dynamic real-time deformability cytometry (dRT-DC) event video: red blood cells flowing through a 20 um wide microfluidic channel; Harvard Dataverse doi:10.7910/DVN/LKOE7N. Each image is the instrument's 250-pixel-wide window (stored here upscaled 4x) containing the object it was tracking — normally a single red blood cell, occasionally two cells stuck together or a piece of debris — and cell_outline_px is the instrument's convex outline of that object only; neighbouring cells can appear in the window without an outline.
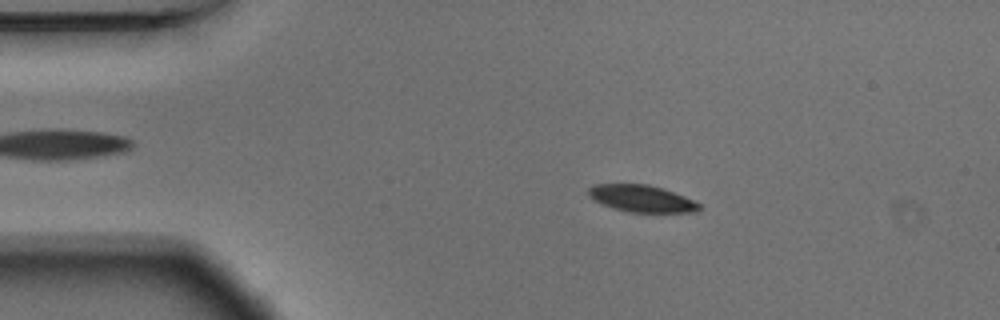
{"species": "Egyptian fruit bat (a non-hibernating species)", "species_latin": "Rousettus aegyptiacus", "temperature_condition": "warm", "stored_images_in_passage": 54, "camera_frame_rate_fps": 3000, "um_per_image_px": 0.085, "animal": {"sex": "male"}, "frame": {"image": 1, "passage_image": 10, "time_ms": 3.0, "image_size_px": [1000, 320], "cell_outline_px": [[700, 208], [696, 212], [628, 212], [612, 208], [592, 200], [588, 196], [588, 188], [592, 184], [648, 184], [684, 196], [700, 204]], "centroid_in_image_um": [54.47, 16.88], "position_along_channel_um": 30.5, "area_um2": 17.34}}
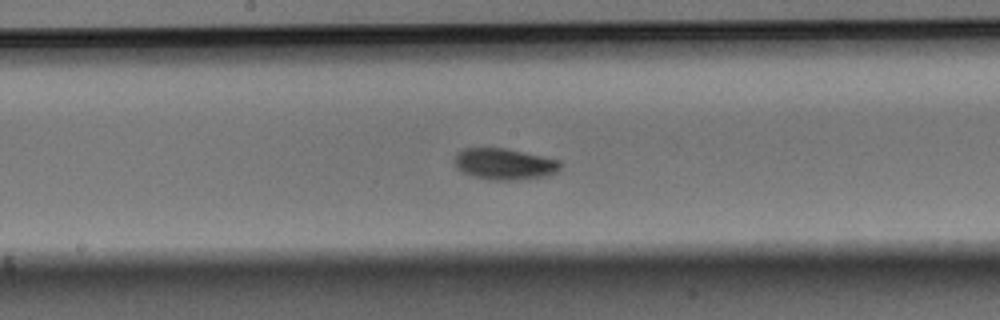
{"frame": {"image": 2, "passage_image": 28, "time_ms": 9.0, "image_size_px": [1000, 320], "cell_outline_px": [[560, 168], [556, 172], [548, 176], [516, 180], [488, 180], [472, 176], [456, 168], [456, 152], [464, 148], [504, 148], [560, 160]], "centroid_in_image_um": [42.87, 13.95], "position_along_channel_um": 205.3, "area_um2": 19.25}}
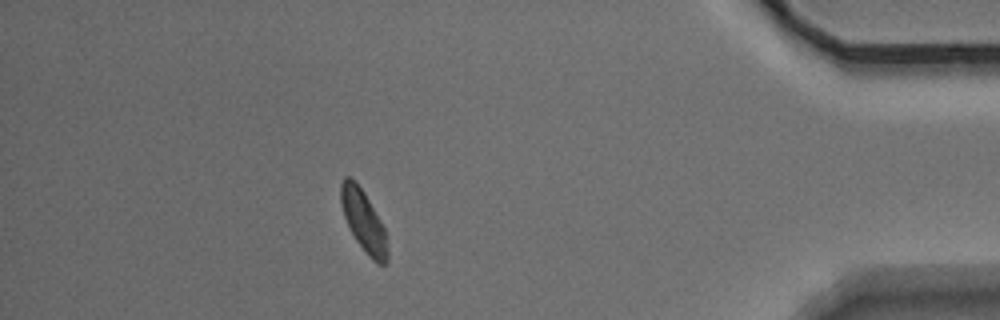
{"frame": {"image": 3, "passage_image": 48, "time_ms": 15.667, "image_size_px": [1000, 320], "cell_outline_px": [[388, 264], [376, 264], [368, 256], [356, 240], [344, 216], [340, 204], [340, 184], [344, 176], [352, 176], [364, 192], [380, 220], [384, 228], [388, 252]], "centroid_in_image_um": [30.89, 18.77], "position_along_channel_um": 404.3, "area_um2": 16.7}, "authors_computed_cell_mechanics": {"area_um2": 18.1781, "velocity_mm_per_s": 3.7012, "shape_relaxation_time_tau1_ms": 1.765, "shape_relaxation_time_tau2_ms": null, "deformation_change_tau1": 0.1115, "deformation_change_tau2": null}}